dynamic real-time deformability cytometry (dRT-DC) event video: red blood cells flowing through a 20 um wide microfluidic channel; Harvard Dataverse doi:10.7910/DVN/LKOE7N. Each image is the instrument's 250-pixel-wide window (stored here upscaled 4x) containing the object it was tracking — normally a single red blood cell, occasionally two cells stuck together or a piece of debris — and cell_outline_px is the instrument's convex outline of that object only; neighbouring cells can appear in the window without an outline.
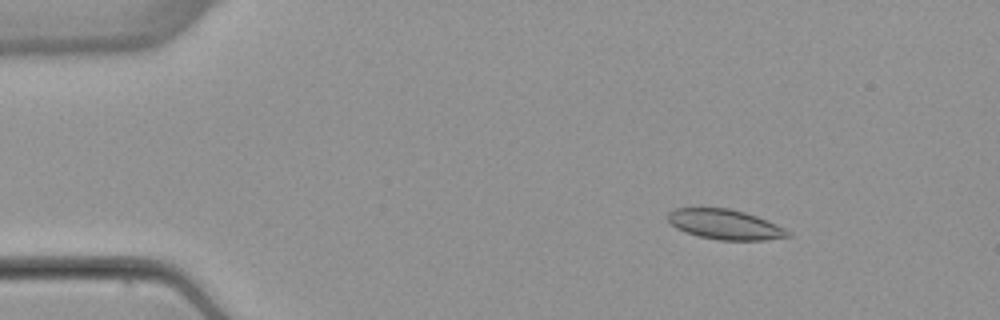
{"species": "common noctule bat (a hibernating species)", "species_latin": "Nyctalus noctula", "temperature_condition": "warm", "stored_images_in_passage": 52, "camera_frame_rate_fps": 3000, "um_per_image_px": 0.085, "animal": {"sex": "female", "body_mass_g": 22.7, "forearm_length_mm": 54.2}, "frame": {"image": 1, "passage_image": 7, "time_ms": 2.0, "image_size_px": [1000, 320], "cell_outline_px": [[792, 236], [764, 240], [720, 240], [700, 236], [676, 228], [668, 220], [668, 212], [676, 208], [728, 208], [744, 212], [756, 216], [776, 224], [792, 232]], "centroid_in_image_um": [61.66, 19.08], "position_along_channel_um": 23.3, "area_um2": 20.75}}
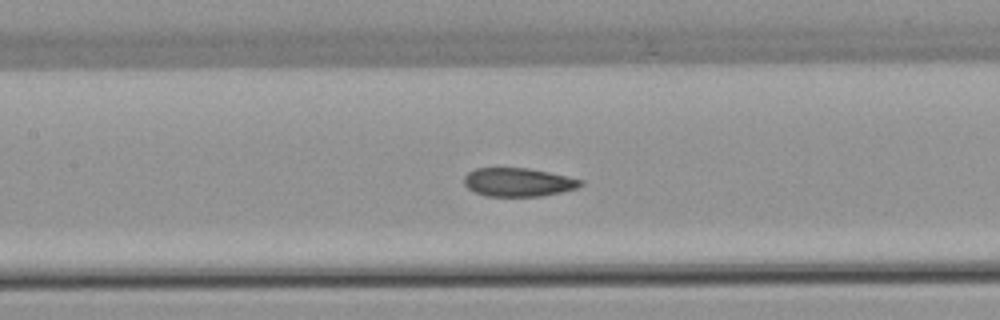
{"frame": {"image": 2, "passage_image": 24, "time_ms": 7.667, "image_size_px": [1000, 320], "cell_outline_px": [[584, 184], [576, 188], [560, 192], [540, 196], [484, 196], [468, 188], [464, 184], [464, 176], [468, 172], [476, 168], [528, 168], [568, 176], [584, 180]], "centroid_in_image_um": [44.05, 15.48], "position_along_channel_um": 163.4, "area_um2": 19.36}}
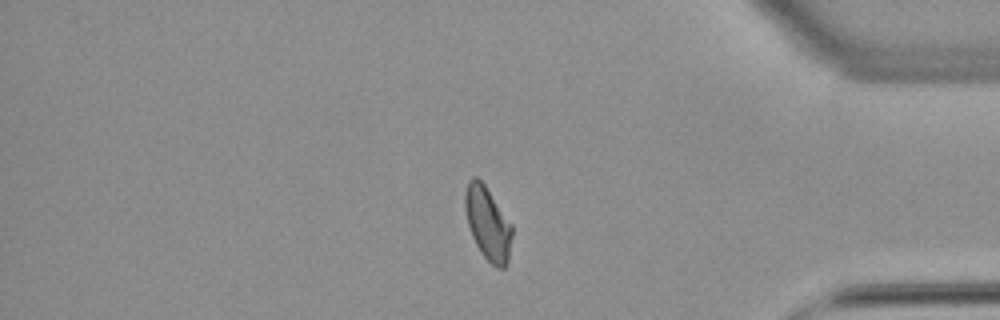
{"frame": {"image": 3, "passage_image": 44, "time_ms": 14.333, "image_size_px": [1000, 320], "cell_outline_px": [[512, 236], [508, 264], [504, 268], [500, 268], [492, 264], [480, 252], [472, 236], [468, 224], [464, 208], [464, 192], [468, 180], [472, 176], [476, 176], [484, 184], [512, 224]], "centroid_in_image_um": [41.45, 18.98], "position_along_channel_um": 393.7, "area_um2": 20.11}, "authors_computed_cell_mechanics": {"area_um2": 20.3456, "velocity_mm_per_s": 3.8585, "shape_relaxation_time_tau1_ms": null, "shape_relaxation_time_tau2_ms": 1.6293, "deformation_change_tau1": null, "deformation_change_tau2": 0.0725}}